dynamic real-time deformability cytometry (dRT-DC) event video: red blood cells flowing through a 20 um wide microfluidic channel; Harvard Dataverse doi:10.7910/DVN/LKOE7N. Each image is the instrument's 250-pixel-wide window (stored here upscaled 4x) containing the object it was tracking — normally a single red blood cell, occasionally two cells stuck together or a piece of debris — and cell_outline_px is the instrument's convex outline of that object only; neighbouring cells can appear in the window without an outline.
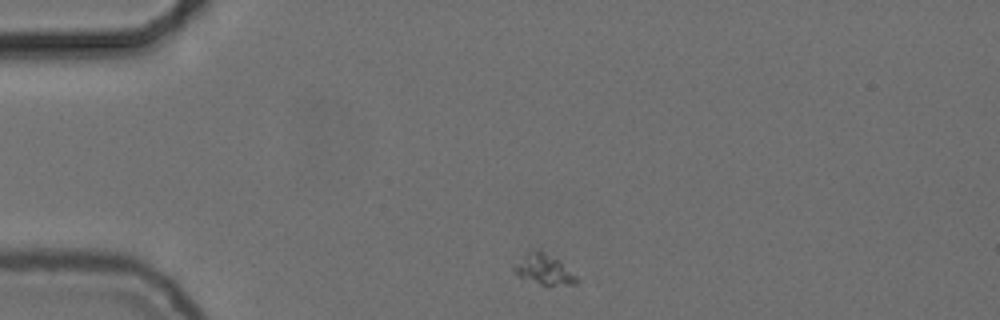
{"species": "common noctule bat (a hibernating species)", "species_latin": "Nyctalus noctula", "temperature_condition": "cold", "stored_images_in_passage": 34, "camera_frame_rate_fps": 3000, "um_per_image_px": 0.085, "animal": {"sex": "female", "body_mass_g": 24.6, "forearm_length_mm": 56.2}, "frame": {"image": 1, "passage_image": 1, "time_ms": 0.0, "image_size_px": [1000, 320], "cell_outline_px": [[580, 280], [576, 284], [548, 288], [544, 288], [520, 276], [512, 268], [528, 252], [540, 248], [560, 260]], "centroid_in_image_um": [46.31, 22.95], "position_along_channel_um": 38.7, "area_um2": 11.5}}
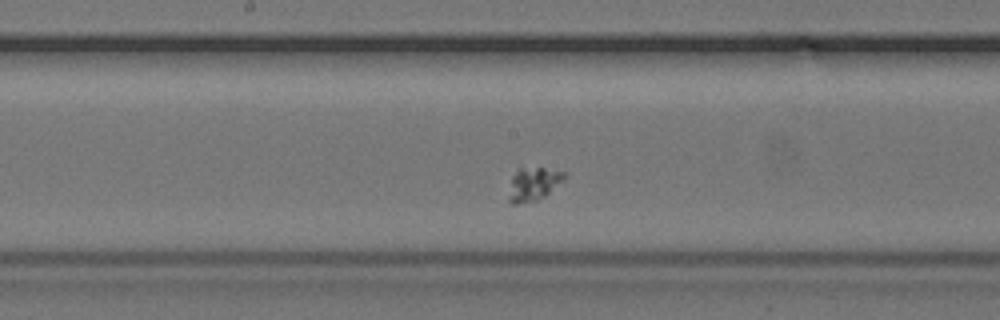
{"frame": {"image": 2, "passage_image": 18, "time_ms": 5.667, "image_size_px": [1000, 320], "cell_outline_px": [[568, 172], [564, 180], [544, 196], [536, 200], [516, 204], [512, 204], [508, 200], [512, 176], [520, 168], [544, 168]], "centroid_in_image_um": [45.36, 15.63], "position_along_channel_um": 202.8, "area_um2": 10.64}}
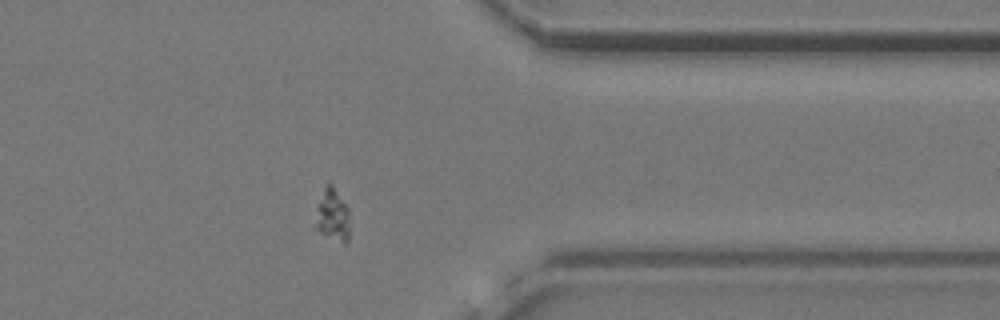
{"frame": {"image": 3, "passage_image": 34, "time_ms": 11.0, "image_size_px": [1000, 320], "cell_outline_px": [[348, 240], [344, 244], [312, 228], [316, 208], [324, 188], [328, 184], [332, 184], [348, 208]], "centroid_in_image_um": [28.21, 18.31], "position_along_channel_um": 383.2, "area_um2": 10.46}}